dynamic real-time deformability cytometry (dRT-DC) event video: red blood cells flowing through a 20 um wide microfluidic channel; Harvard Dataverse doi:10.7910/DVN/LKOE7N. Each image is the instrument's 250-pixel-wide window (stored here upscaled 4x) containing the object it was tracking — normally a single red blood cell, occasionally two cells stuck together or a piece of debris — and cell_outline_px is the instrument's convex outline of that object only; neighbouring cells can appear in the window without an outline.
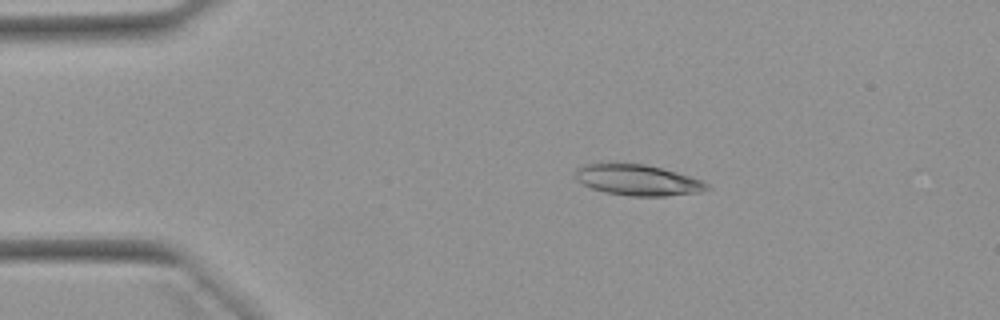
{"species": "Egyptian fruit bat (a non-hibernating species)", "species_latin": "Rousettus aegyptiacus", "temperature_condition": "warm", "stored_images_in_passage": 45, "camera_frame_rate_fps": 3000, "um_per_image_px": 0.085, "animal": {"sex": "female"}, "frame": {"image": 1, "passage_image": 7, "time_ms": 2.0, "image_size_px": [1000, 320], "cell_outline_px": [[712, 188], [700, 192], [664, 196], [628, 196], [604, 192], [592, 188], [576, 180], [576, 168], [584, 164], [600, 160], [644, 164], [676, 172], [700, 180], [708, 184]], "centroid_in_image_um": [54.12, 15.27], "position_along_channel_um": 30.9, "area_um2": 24.22}}
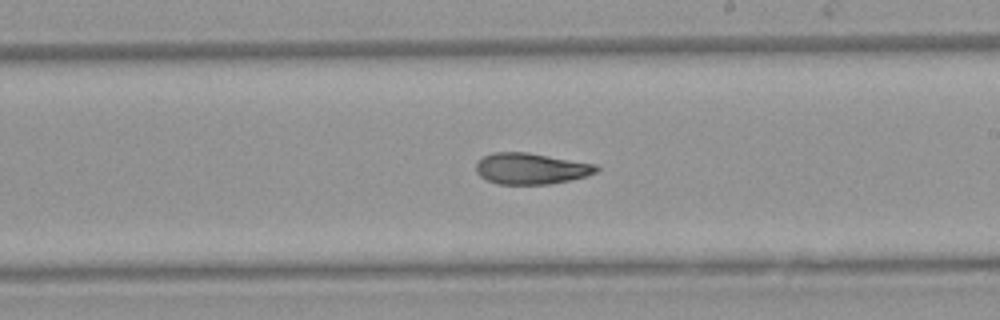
{"frame": {"image": 2, "passage_image": 27, "time_ms": 8.667, "image_size_px": [1000, 320], "cell_outline_px": [[600, 168], [596, 172], [588, 176], [548, 184], [500, 184], [488, 180], [480, 176], [476, 172], [476, 164], [484, 156], [492, 152], [528, 152], [596, 164]], "centroid_in_image_um": [45.15, 14.32], "position_along_channel_um": 243.9, "area_um2": 21.79}}
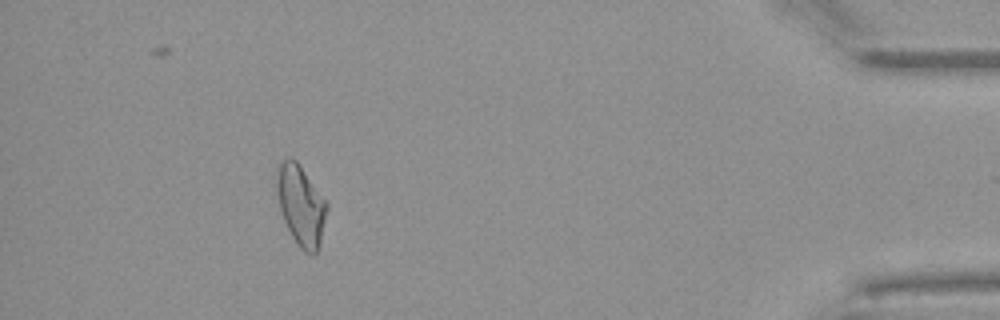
{"frame": {"image": 3, "passage_image": 44, "time_ms": 14.333, "image_size_px": [1000, 320], "cell_outline_px": [[328, 208], [320, 244], [316, 252], [312, 256], [304, 252], [296, 244], [280, 212], [276, 188], [276, 176], [280, 164], [288, 156], [292, 156], [296, 160], [328, 204]], "centroid_in_image_um": [25.57, 17.48], "position_along_channel_um": 409.6, "area_um2": 23.41}, "authors_computed_cell_mechanics": {"area_um2": 22.831, "velocity_mm_per_s": 3.9643, "shape_relaxation_time_tau1_ms": null, "shape_relaxation_time_tau2_ms": 5.1939, "deformation_change_tau1": null, "deformation_change_tau2": 0.143}}